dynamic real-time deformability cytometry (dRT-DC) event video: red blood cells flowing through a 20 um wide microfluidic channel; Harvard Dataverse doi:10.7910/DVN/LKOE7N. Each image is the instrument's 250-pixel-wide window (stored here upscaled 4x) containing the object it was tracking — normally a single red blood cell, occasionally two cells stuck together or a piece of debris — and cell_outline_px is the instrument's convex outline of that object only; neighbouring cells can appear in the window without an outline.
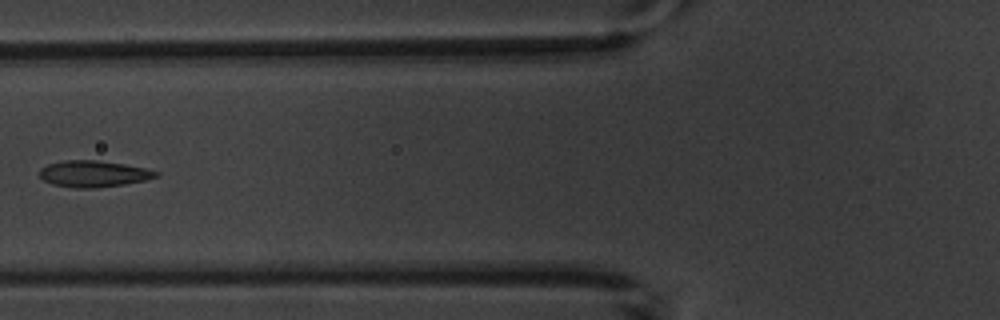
{"species": "common noctule bat (a hibernating species)", "species_latin": "Nyctalus noctula", "temperature_condition": "warm", "stored_images_in_passage": 7, "camera_frame_rate_fps": 3000, "um_per_image_px": 0.085, "animal": {"sex": "male", "body_mass_g": 20.1, "forearm_length_mm": 53.5}, "frame": {"image": 1, "passage_image": 6, "time_ms": 7.0, "image_size_px": [1000, 320], "cell_outline_px": [[160, 176], [144, 180], [124, 184], [96, 188], [72, 188], [52, 184], [44, 180], [40, 176], [40, 168], [48, 164], [64, 160], [96, 160], [124, 164], [144, 168], [160, 172]], "centroid_in_image_um": [7.95, 14.77], "position_along_channel_um": 117.9, "area_um2": 17.92}}
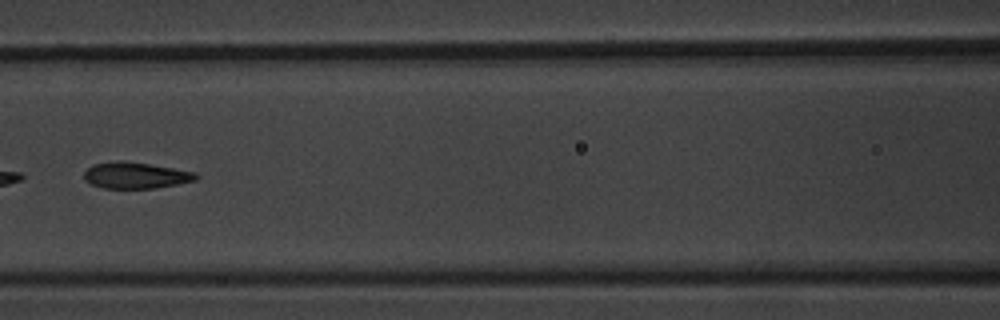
{"frame": {"image": 2, "passage_image": 7, "time_ms": 8.0, "image_size_px": [1000, 320], "cell_outline_px": [[200, 176], [196, 180], [156, 188], [104, 188], [92, 184], [84, 180], [84, 172], [92, 164], [120, 160], [124, 160], [196, 172]], "centroid_in_image_um": [11.52, 14.9], "position_along_channel_um": 155.1, "area_um2": 17.11}}